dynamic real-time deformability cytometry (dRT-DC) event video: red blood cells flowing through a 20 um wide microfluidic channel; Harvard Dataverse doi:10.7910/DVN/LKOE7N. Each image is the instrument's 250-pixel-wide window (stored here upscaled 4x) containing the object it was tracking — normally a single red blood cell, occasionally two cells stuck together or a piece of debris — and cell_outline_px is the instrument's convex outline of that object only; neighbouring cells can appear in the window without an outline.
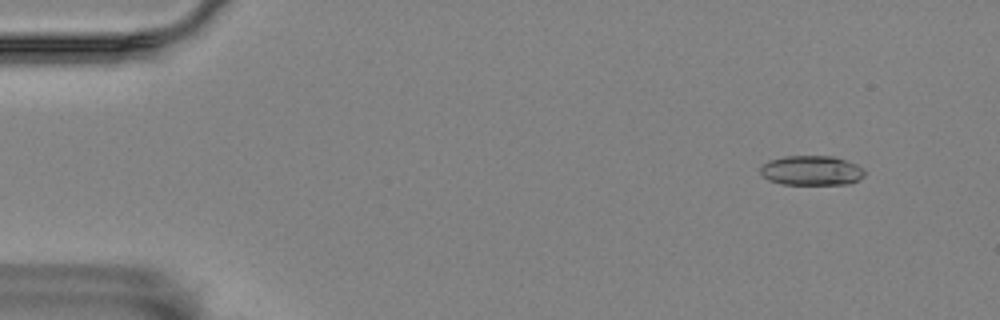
{"species": "Egyptian fruit bat (a non-hibernating species)", "species_latin": "Rousettus aegyptiacus", "temperature_condition": "room temperature", "stored_images_in_passage": 4, "camera_frame_rate_fps": 3000, "um_per_image_px": 0.085, "animal": {"sex": "female"}, "frame": {"image": 1, "passage_image": 1, "time_ms": 0.0, "image_size_px": [1000, 320], "cell_outline_px": [[864, 176], [848, 184], [780, 184], [768, 180], [760, 172], [760, 168], [768, 160], [784, 156], [832, 156], [856, 164], [864, 168]], "centroid_in_image_um": [68.96, 14.49], "position_along_channel_um": 16.0, "area_um2": 17.98}}
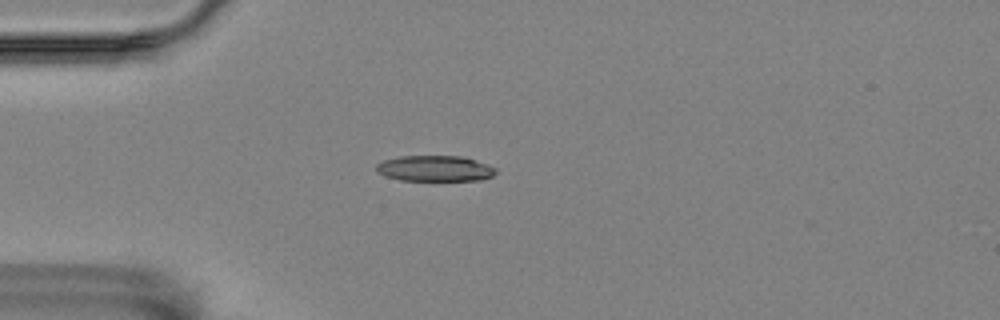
{"frame": {"image": 2, "passage_image": 4, "time_ms": 1.0, "image_size_px": [1000, 320], "cell_outline_px": [[496, 172], [492, 176], [480, 180], [400, 180], [384, 176], [376, 172], [376, 164], [384, 160], [400, 156], [460, 156], [476, 160], [496, 168]], "centroid_in_image_um": [36.94, 14.32], "position_along_channel_um": 48.1, "area_um2": 17.92}}